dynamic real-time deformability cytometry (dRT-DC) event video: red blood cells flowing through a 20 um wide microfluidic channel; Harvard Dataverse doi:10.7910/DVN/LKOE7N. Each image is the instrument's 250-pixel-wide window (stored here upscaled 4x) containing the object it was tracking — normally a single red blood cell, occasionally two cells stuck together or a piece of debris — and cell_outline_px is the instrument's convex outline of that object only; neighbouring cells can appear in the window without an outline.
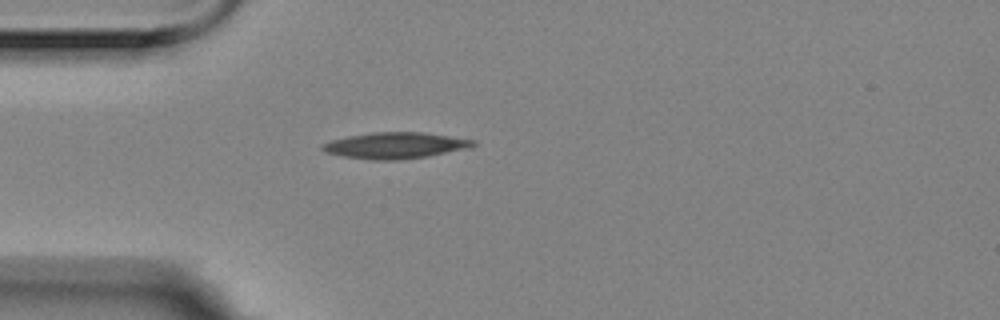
{"species": "Egyptian fruit bat (a non-hibernating species)", "species_latin": "Rousettus aegyptiacus", "temperature_condition": "room temperature", "stored_images_in_passage": 6, "camera_frame_rate_fps": 3000, "um_per_image_px": 0.085, "animal": {"sex": "female"}, "frame": {"image": 1, "passage_image": 6, "time_ms": 1.667, "image_size_px": [1000, 320], "cell_outline_px": [[476, 144], [472, 148], [428, 156], [396, 160], [372, 160], [344, 156], [324, 152], [320, 148], [324, 144], [332, 140], [348, 136], [372, 132], [424, 132], [476, 140]], "centroid_in_image_um": [33.65, 12.36], "position_along_channel_um": 51.4, "area_um2": 23.06}}